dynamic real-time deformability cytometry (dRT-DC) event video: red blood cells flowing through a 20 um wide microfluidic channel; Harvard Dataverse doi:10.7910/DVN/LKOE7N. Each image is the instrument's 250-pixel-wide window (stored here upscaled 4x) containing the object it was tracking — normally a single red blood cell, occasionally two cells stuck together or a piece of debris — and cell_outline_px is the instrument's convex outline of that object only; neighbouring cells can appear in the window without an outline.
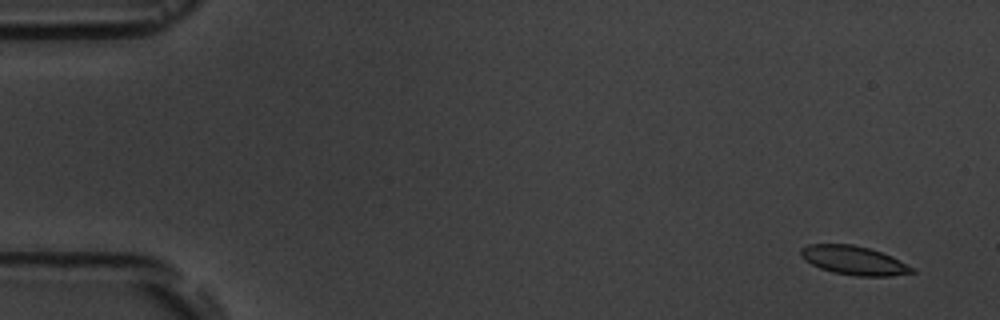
{"species": "common noctule bat (a hibernating species)", "species_latin": "Nyctalus noctula", "temperature_condition": "room temperature", "stored_images_in_passage": 9, "camera_frame_rate_fps": 3000, "um_per_image_px": 0.085, "animal": {"sex": "male", "body_mass_g": 19.5, "forearm_length_mm": 54.6}, "frame": {"image": 1, "passage_image": 1, "time_ms": 0.0, "image_size_px": [1000, 320], "cell_outline_px": [[916, 272], [892, 276], [856, 276], [832, 272], [820, 268], [804, 260], [800, 256], [800, 248], [808, 244], [852, 244], [868, 248], [892, 256], [916, 268]], "centroid_in_image_um": [72.59, 22.14], "position_along_channel_um": 12.4, "area_um2": 18.84}}
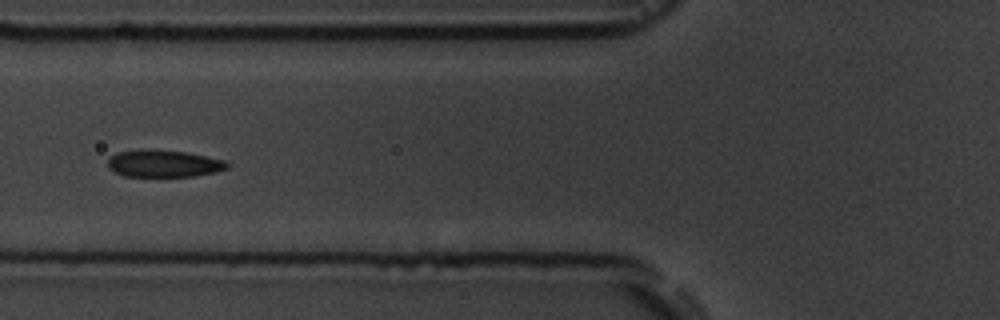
{"frame": {"image": 2, "passage_image": 4, "time_ms": 6.333, "image_size_px": [1000, 320], "cell_outline_px": [[232, 164], [228, 168], [212, 172], [192, 176], [124, 176], [108, 168], [108, 160], [116, 152], [148, 148], [152, 148], [188, 152], [228, 160]], "centroid_in_image_um": [13.95, 13.87], "position_along_channel_um": 111.8, "area_um2": 19.19}}
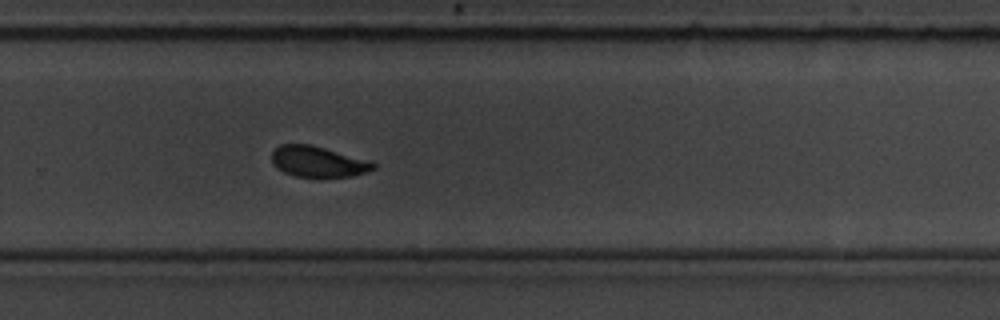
{"frame": {"image": 3, "passage_image": 9, "time_ms": 11.667, "image_size_px": [1000, 320], "cell_outline_px": [[376, 168], [368, 172], [352, 176], [296, 176], [284, 172], [272, 160], [272, 152], [280, 144], [312, 144], [372, 160], [376, 164]], "centroid_in_image_um": [27.12, 13.71], "position_along_channel_um": 302.7, "area_um2": 18.21}}